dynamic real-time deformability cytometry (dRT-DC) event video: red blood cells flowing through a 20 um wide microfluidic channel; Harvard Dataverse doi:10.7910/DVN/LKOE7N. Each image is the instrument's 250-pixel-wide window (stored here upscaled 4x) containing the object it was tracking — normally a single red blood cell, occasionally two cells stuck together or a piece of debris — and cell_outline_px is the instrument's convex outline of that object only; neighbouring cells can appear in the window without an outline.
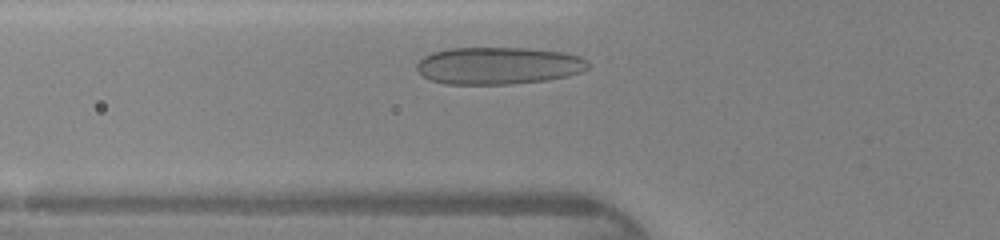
{"species": "human", "species_latin": "Homo sapiens", "temperature_condition": "warm", "stored_images_in_passage": 24, "camera_frame_rate_fps": 3000, "um_per_image_px": 0.085, "donor": {"sex": "female"}, "frame": {"image": 1, "passage_image": 3, "time_ms": 0.667, "image_size_px": [1000, 240], "cell_outline_px": [[588, 68], [580, 72], [568, 76], [544, 80], [512, 84], [444, 84], [432, 80], [424, 76], [416, 68], [416, 64], [424, 56], [432, 52], [448, 48], [528, 48], [564, 52], [580, 56], [588, 60]], "centroid_in_image_um": [42.37, 5.57], "position_along_channel_um": 83.4, "area_um2": 37.28}}
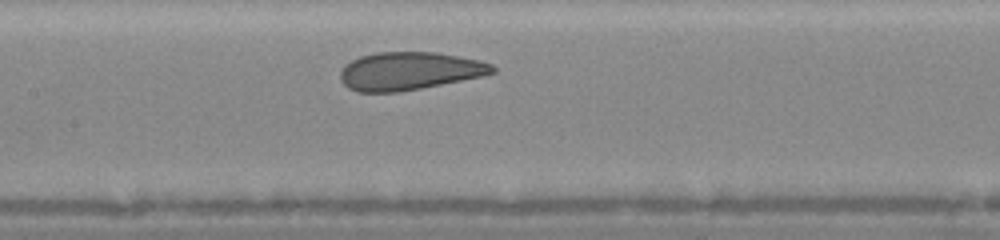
{"frame": {"image": 2, "passage_image": 9, "time_ms": 2.667, "image_size_px": [1000, 240], "cell_outline_px": [[496, 72], [484, 76], [420, 88], [396, 92], [356, 92], [348, 88], [340, 80], [340, 72], [344, 64], [360, 56], [376, 52], [436, 52], [480, 60], [492, 64], [496, 68]], "centroid_in_image_um": [34.79, 6.03], "position_along_channel_um": 172.6, "area_um2": 33.81}}
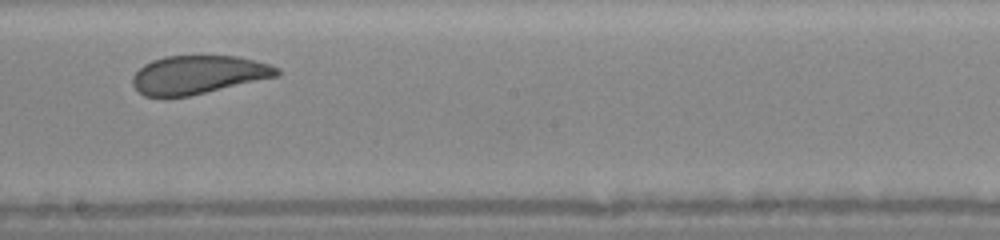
{"frame": {"image": 3, "passage_image": 13, "time_ms": 4.0, "image_size_px": [1000, 240], "cell_outline_px": [[280, 72], [276, 76], [188, 96], [144, 96], [132, 84], [132, 76], [144, 64], [152, 60], [164, 56], [240, 56], [272, 64], [280, 68]], "centroid_in_image_um": [16.85, 6.33], "position_along_channel_um": 231.3, "area_um2": 32.02}}